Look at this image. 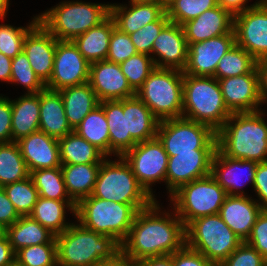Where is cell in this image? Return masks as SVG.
<instances>
[{
  "label": "cell",
  "mask_w": 267,
  "mask_h": 266,
  "mask_svg": "<svg viewBox=\"0 0 267 266\" xmlns=\"http://www.w3.org/2000/svg\"><path fill=\"white\" fill-rule=\"evenodd\" d=\"M10 82L21 83L28 89V93H39L46 85L35 74L24 52L12 58Z\"/></svg>",
  "instance_id": "ee69618b"
},
{
  "label": "cell",
  "mask_w": 267,
  "mask_h": 266,
  "mask_svg": "<svg viewBox=\"0 0 267 266\" xmlns=\"http://www.w3.org/2000/svg\"><path fill=\"white\" fill-rule=\"evenodd\" d=\"M17 144L29 173L62 165L58 139L43 131L33 132L17 141Z\"/></svg>",
  "instance_id": "44dd1931"
},
{
  "label": "cell",
  "mask_w": 267,
  "mask_h": 266,
  "mask_svg": "<svg viewBox=\"0 0 267 266\" xmlns=\"http://www.w3.org/2000/svg\"><path fill=\"white\" fill-rule=\"evenodd\" d=\"M157 137L168 156L194 152V149H217L215 131L207 125L183 117L159 121Z\"/></svg>",
  "instance_id": "8fae6325"
},
{
  "label": "cell",
  "mask_w": 267,
  "mask_h": 266,
  "mask_svg": "<svg viewBox=\"0 0 267 266\" xmlns=\"http://www.w3.org/2000/svg\"><path fill=\"white\" fill-rule=\"evenodd\" d=\"M137 53L130 36L115 26L110 37L106 60L120 64Z\"/></svg>",
  "instance_id": "7dc6e473"
},
{
  "label": "cell",
  "mask_w": 267,
  "mask_h": 266,
  "mask_svg": "<svg viewBox=\"0 0 267 266\" xmlns=\"http://www.w3.org/2000/svg\"><path fill=\"white\" fill-rule=\"evenodd\" d=\"M115 26L114 19L109 15L99 25L89 29L73 40L79 52L90 64L106 60L110 37Z\"/></svg>",
  "instance_id": "f1b7e54d"
},
{
  "label": "cell",
  "mask_w": 267,
  "mask_h": 266,
  "mask_svg": "<svg viewBox=\"0 0 267 266\" xmlns=\"http://www.w3.org/2000/svg\"><path fill=\"white\" fill-rule=\"evenodd\" d=\"M130 3H157V0H130Z\"/></svg>",
  "instance_id": "e7e4bbea"
},
{
  "label": "cell",
  "mask_w": 267,
  "mask_h": 266,
  "mask_svg": "<svg viewBox=\"0 0 267 266\" xmlns=\"http://www.w3.org/2000/svg\"><path fill=\"white\" fill-rule=\"evenodd\" d=\"M223 99L231 113L259 111L263 104L259 93L258 73H247L218 80Z\"/></svg>",
  "instance_id": "ac0fdd59"
},
{
  "label": "cell",
  "mask_w": 267,
  "mask_h": 266,
  "mask_svg": "<svg viewBox=\"0 0 267 266\" xmlns=\"http://www.w3.org/2000/svg\"><path fill=\"white\" fill-rule=\"evenodd\" d=\"M169 22L170 20L167 16V13H165L158 21L149 23L136 32L130 34V39L133 42L137 52L150 56V53H152L154 40Z\"/></svg>",
  "instance_id": "bcb514c9"
},
{
  "label": "cell",
  "mask_w": 267,
  "mask_h": 266,
  "mask_svg": "<svg viewBox=\"0 0 267 266\" xmlns=\"http://www.w3.org/2000/svg\"><path fill=\"white\" fill-rule=\"evenodd\" d=\"M100 166L101 163L61 165L67 192L76 204L92 195Z\"/></svg>",
  "instance_id": "4dcf8cb0"
},
{
  "label": "cell",
  "mask_w": 267,
  "mask_h": 266,
  "mask_svg": "<svg viewBox=\"0 0 267 266\" xmlns=\"http://www.w3.org/2000/svg\"><path fill=\"white\" fill-rule=\"evenodd\" d=\"M12 58L0 52V80L10 82Z\"/></svg>",
  "instance_id": "94428289"
},
{
  "label": "cell",
  "mask_w": 267,
  "mask_h": 266,
  "mask_svg": "<svg viewBox=\"0 0 267 266\" xmlns=\"http://www.w3.org/2000/svg\"><path fill=\"white\" fill-rule=\"evenodd\" d=\"M235 44V33L189 44L183 74L214 77L218 62Z\"/></svg>",
  "instance_id": "2e32d148"
},
{
  "label": "cell",
  "mask_w": 267,
  "mask_h": 266,
  "mask_svg": "<svg viewBox=\"0 0 267 266\" xmlns=\"http://www.w3.org/2000/svg\"><path fill=\"white\" fill-rule=\"evenodd\" d=\"M59 92L64 103L68 123L73 130L100 103L88 82L63 88Z\"/></svg>",
  "instance_id": "f546056e"
},
{
  "label": "cell",
  "mask_w": 267,
  "mask_h": 266,
  "mask_svg": "<svg viewBox=\"0 0 267 266\" xmlns=\"http://www.w3.org/2000/svg\"><path fill=\"white\" fill-rule=\"evenodd\" d=\"M110 4V15L116 27L130 35L143 26L158 21L166 11L157 3H131L130 8Z\"/></svg>",
  "instance_id": "4316f807"
},
{
  "label": "cell",
  "mask_w": 267,
  "mask_h": 266,
  "mask_svg": "<svg viewBox=\"0 0 267 266\" xmlns=\"http://www.w3.org/2000/svg\"><path fill=\"white\" fill-rule=\"evenodd\" d=\"M57 41L40 22L26 34L23 52L44 84L50 80L53 72Z\"/></svg>",
  "instance_id": "ffe728a7"
},
{
  "label": "cell",
  "mask_w": 267,
  "mask_h": 266,
  "mask_svg": "<svg viewBox=\"0 0 267 266\" xmlns=\"http://www.w3.org/2000/svg\"><path fill=\"white\" fill-rule=\"evenodd\" d=\"M137 266H174L173 254L143 259Z\"/></svg>",
  "instance_id": "91938a15"
},
{
  "label": "cell",
  "mask_w": 267,
  "mask_h": 266,
  "mask_svg": "<svg viewBox=\"0 0 267 266\" xmlns=\"http://www.w3.org/2000/svg\"><path fill=\"white\" fill-rule=\"evenodd\" d=\"M257 165L258 162L256 161L229 158L217 149L212 158L211 175L222 186L227 195L245 196L244 191H240L242 184L239 182L243 177V169H246L244 172L247 176V182L249 180L253 186Z\"/></svg>",
  "instance_id": "7402d4cb"
},
{
  "label": "cell",
  "mask_w": 267,
  "mask_h": 266,
  "mask_svg": "<svg viewBox=\"0 0 267 266\" xmlns=\"http://www.w3.org/2000/svg\"><path fill=\"white\" fill-rule=\"evenodd\" d=\"M152 54L157 68L184 71L188 60V44L182 26L169 22L153 42ZM161 59V60H160Z\"/></svg>",
  "instance_id": "d6986e66"
},
{
  "label": "cell",
  "mask_w": 267,
  "mask_h": 266,
  "mask_svg": "<svg viewBox=\"0 0 267 266\" xmlns=\"http://www.w3.org/2000/svg\"><path fill=\"white\" fill-rule=\"evenodd\" d=\"M15 261L21 266H57L56 238L46 244L21 248L15 253Z\"/></svg>",
  "instance_id": "60d3db41"
},
{
  "label": "cell",
  "mask_w": 267,
  "mask_h": 266,
  "mask_svg": "<svg viewBox=\"0 0 267 266\" xmlns=\"http://www.w3.org/2000/svg\"><path fill=\"white\" fill-rule=\"evenodd\" d=\"M137 211L130 204L107 201L92 195L76 204L75 216L85 228L115 239L120 245L129 234Z\"/></svg>",
  "instance_id": "52a82bcc"
},
{
  "label": "cell",
  "mask_w": 267,
  "mask_h": 266,
  "mask_svg": "<svg viewBox=\"0 0 267 266\" xmlns=\"http://www.w3.org/2000/svg\"><path fill=\"white\" fill-rule=\"evenodd\" d=\"M100 104L103 106L109 128L110 154L122 156L137 144L131 136H126V113L123 112V99L106 100Z\"/></svg>",
  "instance_id": "1f68e13d"
},
{
  "label": "cell",
  "mask_w": 267,
  "mask_h": 266,
  "mask_svg": "<svg viewBox=\"0 0 267 266\" xmlns=\"http://www.w3.org/2000/svg\"><path fill=\"white\" fill-rule=\"evenodd\" d=\"M183 79V71L155 67L136 95L159 121L181 118Z\"/></svg>",
  "instance_id": "ba28073f"
},
{
  "label": "cell",
  "mask_w": 267,
  "mask_h": 266,
  "mask_svg": "<svg viewBox=\"0 0 267 266\" xmlns=\"http://www.w3.org/2000/svg\"><path fill=\"white\" fill-rule=\"evenodd\" d=\"M90 63L79 52L73 41H57L53 72L46 88L59 91L89 81Z\"/></svg>",
  "instance_id": "5bb4252c"
},
{
  "label": "cell",
  "mask_w": 267,
  "mask_h": 266,
  "mask_svg": "<svg viewBox=\"0 0 267 266\" xmlns=\"http://www.w3.org/2000/svg\"><path fill=\"white\" fill-rule=\"evenodd\" d=\"M267 260L245 241L219 266H265Z\"/></svg>",
  "instance_id": "c3c4849f"
},
{
  "label": "cell",
  "mask_w": 267,
  "mask_h": 266,
  "mask_svg": "<svg viewBox=\"0 0 267 266\" xmlns=\"http://www.w3.org/2000/svg\"><path fill=\"white\" fill-rule=\"evenodd\" d=\"M216 6V0H175L166 13L170 22L182 26L187 21L197 18L206 10Z\"/></svg>",
  "instance_id": "7bdbcfd3"
},
{
  "label": "cell",
  "mask_w": 267,
  "mask_h": 266,
  "mask_svg": "<svg viewBox=\"0 0 267 266\" xmlns=\"http://www.w3.org/2000/svg\"><path fill=\"white\" fill-rule=\"evenodd\" d=\"M95 266H137V263L120 251L113 258L102 260Z\"/></svg>",
  "instance_id": "680465c9"
},
{
  "label": "cell",
  "mask_w": 267,
  "mask_h": 266,
  "mask_svg": "<svg viewBox=\"0 0 267 266\" xmlns=\"http://www.w3.org/2000/svg\"><path fill=\"white\" fill-rule=\"evenodd\" d=\"M92 196L103 200L130 204L137 212L149 207L154 201L140 185L131 167L122 156L119 161H102Z\"/></svg>",
  "instance_id": "5b68a950"
},
{
  "label": "cell",
  "mask_w": 267,
  "mask_h": 266,
  "mask_svg": "<svg viewBox=\"0 0 267 266\" xmlns=\"http://www.w3.org/2000/svg\"><path fill=\"white\" fill-rule=\"evenodd\" d=\"M8 5H9V0H0V18L1 19L4 16H6Z\"/></svg>",
  "instance_id": "6125c7cd"
},
{
  "label": "cell",
  "mask_w": 267,
  "mask_h": 266,
  "mask_svg": "<svg viewBox=\"0 0 267 266\" xmlns=\"http://www.w3.org/2000/svg\"><path fill=\"white\" fill-rule=\"evenodd\" d=\"M39 130L57 139L74 131L68 123L59 91L45 88L40 92Z\"/></svg>",
  "instance_id": "484cf974"
},
{
  "label": "cell",
  "mask_w": 267,
  "mask_h": 266,
  "mask_svg": "<svg viewBox=\"0 0 267 266\" xmlns=\"http://www.w3.org/2000/svg\"><path fill=\"white\" fill-rule=\"evenodd\" d=\"M30 177L40 197L73 201L67 192L61 167L34 170L30 172Z\"/></svg>",
  "instance_id": "74e56055"
},
{
  "label": "cell",
  "mask_w": 267,
  "mask_h": 266,
  "mask_svg": "<svg viewBox=\"0 0 267 266\" xmlns=\"http://www.w3.org/2000/svg\"><path fill=\"white\" fill-rule=\"evenodd\" d=\"M61 164L102 163L106 157L75 131L58 139Z\"/></svg>",
  "instance_id": "e575fe53"
},
{
  "label": "cell",
  "mask_w": 267,
  "mask_h": 266,
  "mask_svg": "<svg viewBox=\"0 0 267 266\" xmlns=\"http://www.w3.org/2000/svg\"><path fill=\"white\" fill-rule=\"evenodd\" d=\"M39 22L38 16L27 27H13L0 24V52L4 55L15 58L23 52L26 34Z\"/></svg>",
  "instance_id": "f6af8a7d"
},
{
  "label": "cell",
  "mask_w": 267,
  "mask_h": 266,
  "mask_svg": "<svg viewBox=\"0 0 267 266\" xmlns=\"http://www.w3.org/2000/svg\"><path fill=\"white\" fill-rule=\"evenodd\" d=\"M263 209L246 195H228L219 215L228 227L243 241L250 236L253 225Z\"/></svg>",
  "instance_id": "cb8c5ba5"
},
{
  "label": "cell",
  "mask_w": 267,
  "mask_h": 266,
  "mask_svg": "<svg viewBox=\"0 0 267 266\" xmlns=\"http://www.w3.org/2000/svg\"><path fill=\"white\" fill-rule=\"evenodd\" d=\"M15 262V252L9 243L7 235L0 238V266H9Z\"/></svg>",
  "instance_id": "9f6ffc18"
},
{
  "label": "cell",
  "mask_w": 267,
  "mask_h": 266,
  "mask_svg": "<svg viewBox=\"0 0 267 266\" xmlns=\"http://www.w3.org/2000/svg\"><path fill=\"white\" fill-rule=\"evenodd\" d=\"M253 188L261 201L259 206L267 209V162L258 163Z\"/></svg>",
  "instance_id": "f5cc1de1"
},
{
  "label": "cell",
  "mask_w": 267,
  "mask_h": 266,
  "mask_svg": "<svg viewBox=\"0 0 267 266\" xmlns=\"http://www.w3.org/2000/svg\"><path fill=\"white\" fill-rule=\"evenodd\" d=\"M155 200L149 207L139 210L129 234L121 244V251L132 261L171 255L186 244L185 226L178 215L163 213Z\"/></svg>",
  "instance_id": "6da1fadb"
},
{
  "label": "cell",
  "mask_w": 267,
  "mask_h": 266,
  "mask_svg": "<svg viewBox=\"0 0 267 266\" xmlns=\"http://www.w3.org/2000/svg\"><path fill=\"white\" fill-rule=\"evenodd\" d=\"M154 57L155 56L151 57L146 54L137 53L119 64L122 73L135 92L143 85V82L155 69Z\"/></svg>",
  "instance_id": "b9f144b4"
},
{
  "label": "cell",
  "mask_w": 267,
  "mask_h": 266,
  "mask_svg": "<svg viewBox=\"0 0 267 266\" xmlns=\"http://www.w3.org/2000/svg\"><path fill=\"white\" fill-rule=\"evenodd\" d=\"M9 266H21V265H19V264L15 261L12 265H9Z\"/></svg>",
  "instance_id": "003e7915"
},
{
  "label": "cell",
  "mask_w": 267,
  "mask_h": 266,
  "mask_svg": "<svg viewBox=\"0 0 267 266\" xmlns=\"http://www.w3.org/2000/svg\"><path fill=\"white\" fill-rule=\"evenodd\" d=\"M231 114L215 77L184 74L183 118L207 125L217 132Z\"/></svg>",
  "instance_id": "277c9868"
},
{
  "label": "cell",
  "mask_w": 267,
  "mask_h": 266,
  "mask_svg": "<svg viewBox=\"0 0 267 266\" xmlns=\"http://www.w3.org/2000/svg\"><path fill=\"white\" fill-rule=\"evenodd\" d=\"M234 16L219 5L182 25L187 44L234 33Z\"/></svg>",
  "instance_id": "603a6c76"
},
{
  "label": "cell",
  "mask_w": 267,
  "mask_h": 266,
  "mask_svg": "<svg viewBox=\"0 0 267 266\" xmlns=\"http://www.w3.org/2000/svg\"><path fill=\"white\" fill-rule=\"evenodd\" d=\"M217 5L222 7L223 9L229 11L233 16L239 14L249 8L256 6L260 1L256 2L251 6H246L245 3L248 0H216Z\"/></svg>",
  "instance_id": "6f0895ef"
},
{
  "label": "cell",
  "mask_w": 267,
  "mask_h": 266,
  "mask_svg": "<svg viewBox=\"0 0 267 266\" xmlns=\"http://www.w3.org/2000/svg\"><path fill=\"white\" fill-rule=\"evenodd\" d=\"M66 207L75 215L76 203L74 201H59L39 196L29 216L57 236L71 225L65 223Z\"/></svg>",
  "instance_id": "d6a6232c"
},
{
  "label": "cell",
  "mask_w": 267,
  "mask_h": 266,
  "mask_svg": "<svg viewBox=\"0 0 267 266\" xmlns=\"http://www.w3.org/2000/svg\"><path fill=\"white\" fill-rule=\"evenodd\" d=\"M20 216L16 212L12 202L7 197L3 187H0V223L5 227L14 224Z\"/></svg>",
  "instance_id": "db71d44e"
},
{
  "label": "cell",
  "mask_w": 267,
  "mask_h": 266,
  "mask_svg": "<svg viewBox=\"0 0 267 266\" xmlns=\"http://www.w3.org/2000/svg\"><path fill=\"white\" fill-rule=\"evenodd\" d=\"M7 233V227L0 223V238L5 237Z\"/></svg>",
  "instance_id": "03108f58"
},
{
  "label": "cell",
  "mask_w": 267,
  "mask_h": 266,
  "mask_svg": "<svg viewBox=\"0 0 267 266\" xmlns=\"http://www.w3.org/2000/svg\"><path fill=\"white\" fill-rule=\"evenodd\" d=\"M174 266H214L204 255L189 248L186 244L173 253Z\"/></svg>",
  "instance_id": "f907efd6"
},
{
  "label": "cell",
  "mask_w": 267,
  "mask_h": 266,
  "mask_svg": "<svg viewBox=\"0 0 267 266\" xmlns=\"http://www.w3.org/2000/svg\"><path fill=\"white\" fill-rule=\"evenodd\" d=\"M30 176L17 142L0 143V187Z\"/></svg>",
  "instance_id": "8d00e7d4"
},
{
  "label": "cell",
  "mask_w": 267,
  "mask_h": 266,
  "mask_svg": "<svg viewBox=\"0 0 267 266\" xmlns=\"http://www.w3.org/2000/svg\"><path fill=\"white\" fill-rule=\"evenodd\" d=\"M263 111L232 113L216 132L217 149L232 159L267 162V124Z\"/></svg>",
  "instance_id": "7a4b0ae2"
},
{
  "label": "cell",
  "mask_w": 267,
  "mask_h": 266,
  "mask_svg": "<svg viewBox=\"0 0 267 266\" xmlns=\"http://www.w3.org/2000/svg\"><path fill=\"white\" fill-rule=\"evenodd\" d=\"M236 44L257 61L267 58V0L234 16Z\"/></svg>",
  "instance_id": "4fadbf2b"
},
{
  "label": "cell",
  "mask_w": 267,
  "mask_h": 266,
  "mask_svg": "<svg viewBox=\"0 0 267 266\" xmlns=\"http://www.w3.org/2000/svg\"><path fill=\"white\" fill-rule=\"evenodd\" d=\"M11 100L0 96V143L12 142Z\"/></svg>",
  "instance_id": "816d5d0a"
},
{
  "label": "cell",
  "mask_w": 267,
  "mask_h": 266,
  "mask_svg": "<svg viewBox=\"0 0 267 266\" xmlns=\"http://www.w3.org/2000/svg\"><path fill=\"white\" fill-rule=\"evenodd\" d=\"M12 142L39 130L40 92L26 93L18 100L11 101Z\"/></svg>",
  "instance_id": "83f0119b"
},
{
  "label": "cell",
  "mask_w": 267,
  "mask_h": 266,
  "mask_svg": "<svg viewBox=\"0 0 267 266\" xmlns=\"http://www.w3.org/2000/svg\"><path fill=\"white\" fill-rule=\"evenodd\" d=\"M3 189L19 216L31 214L39 193L30 176L22 181L7 184Z\"/></svg>",
  "instance_id": "ab89813d"
},
{
  "label": "cell",
  "mask_w": 267,
  "mask_h": 266,
  "mask_svg": "<svg viewBox=\"0 0 267 266\" xmlns=\"http://www.w3.org/2000/svg\"><path fill=\"white\" fill-rule=\"evenodd\" d=\"M186 245L219 266L242 243L219 214L194 219L185 227Z\"/></svg>",
  "instance_id": "9c48e42d"
},
{
  "label": "cell",
  "mask_w": 267,
  "mask_h": 266,
  "mask_svg": "<svg viewBox=\"0 0 267 266\" xmlns=\"http://www.w3.org/2000/svg\"><path fill=\"white\" fill-rule=\"evenodd\" d=\"M256 63L257 60L252 55L235 44L218 62L214 77L219 80L247 73H258Z\"/></svg>",
  "instance_id": "f35d334b"
},
{
  "label": "cell",
  "mask_w": 267,
  "mask_h": 266,
  "mask_svg": "<svg viewBox=\"0 0 267 266\" xmlns=\"http://www.w3.org/2000/svg\"><path fill=\"white\" fill-rule=\"evenodd\" d=\"M226 191L211 174L180 186L170 197L186 227L194 219L219 214Z\"/></svg>",
  "instance_id": "30bf717a"
},
{
  "label": "cell",
  "mask_w": 267,
  "mask_h": 266,
  "mask_svg": "<svg viewBox=\"0 0 267 266\" xmlns=\"http://www.w3.org/2000/svg\"><path fill=\"white\" fill-rule=\"evenodd\" d=\"M217 149H194V152L168 156L166 185L171 195L180 186L211 174V163Z\"/></svg>",
  "instance_id": "9a60e30c"
},
{
  "label": "cell",
  "mask_w": 267,
  "mask_h": 266,
  "mask_svg": "<svg viewBox=\"0 0 267 266\" xmlns=\"http://www.w3.org/2000/svg\"><path fill=\"white\" fill-rule=\"evenodd\" d=\"M256 69L259 76V93L264 103L267 100V58L258 60Z\"/></svg>",
  "instance_id": "11a10c76"
},
{
  "label": "cell",
  "mask_w": 267,
  "mask_h": 266,
  "mask_svg": "<svg viewBox=\"0 0 267 266\" xmlns=\"http://www.w3.org/2000/svg\"><path fill=\"white\" fill-rule=\"evenodd\" d=\"M245 242L267 260V209H263L258 215L251 234Z\"/></svg>",
  "instance_id": "681fc988"
},
{
  "label": "cell",
  "mask_w": 267,
  "mask_h": 266,
  "mask_svg": "<svg viewBox=\"0 0 267 266\" xmlns=\"http://www.w3.org/2000/svg\"><path fill=\"white\" fill-rule=\"evenodd\" d=\"M88 83L99 102L122 100L136 95L122 73L120 65L111 61L102 60L91 63Z\"/></svg>",
  "instance_id": "e0dca14e"
},
{
  "label": "cell",
  "mask_w": 267,
  "mask_h": 266,
  "mask_svg": "<svg viewBox=\"0 0 267 266\" xmlns=\"http://www.w3.org/2000/svg\"><path fill=\"white\" fill-rule=\"evenodd\" d=\"M55 238L57 266H95L121 251V245L115 239L96 233L81 224L71 223Z\"/></svg>",
  "instance_id": "3957f363"
},
{
  "label": "cell",
  "mask_w": 267,
  "mask_h": 266,
  "mask_svg": "<svg viewBox=\"0 0 267 266\" xmlns=\"http://www.w3.org/2000/svg\"><path fill=\"white\" fill-rule=\"evenodd\" d=\"M13 251L23 247L49 243L55 235L30 216H20L6 233Z\"/></svg>",
  "instance_id": "836d02e7"
},
{
  "label": "cell",
  "mask_w": 267,
  "mask_h": 266,
  "mask_svg": "<svg viewBox=\"0 0 267 266\" xmlns=\"http://www.w3.org/2000/svg\"><path fill=\"white\" fill-rule=\"evenodd\" d=\"M74 131L98 148L106 157L110 156V138L103 106L99 103L74 129Z\"/></svg>",
  "instance_id": "d590c367"
},
{
  "label": "cell",
  "mask_w": 267,
  "mask_h": 266,
  "mask_svg": "<svg viewBox=\"0 0 267 266\" xmlns=\"http://www.w3.org/2000/svg\"><path fill=\"white\" fill-rule=\"evenodd\" d=\"M174 2L175 0H157V4H159L165 11H167Z\"/></svg>",
  "instance_id": "be15d7a7"
},
{
  "label": "cell",
  "mask_w": 267,
  "mask_h": 266,
  "mask_svg": "<svg viewBox=\"0 0 267 266\" xmlns=\"http://www.w3.org/2000/svg\"><path fill=\"white\" fill-rule=\"evenodd\" d=\"M109 15L110 4L66 1L39 15L38 20L57 40L73 41Z\"/></svg>",
  "instance_id": "8992f818"
},
{
  "label": "cell",
  "mask_w": 267,
  "mask_h": 266,
  "mask_svg": "<svg viewBox=\"0 0 267 266\" xmlns=\"http://www.w3.org/2000/svg\"><path fill=\"white\" fill-rule=\"evenodd\" d=\"M123 112L126 113V136L136 143L157 137L159 120L137 95L123 99Z\"/></svg>",
  "instance_id": "d4e9b609"
},
{
  "label": "cell",
  "mask_w": 267,
  "mask_h": 266,
  "mask_svg": "<svg viewBox=\"0 0 267 266\" xmlns=\"http://www.w3.org/2000/svg\"><path fill=\"white\" fill-rule=\"evenodd\" d=\"M122 157L131 167L132 173L146 192L154 198L150 185L165 180L168 154L158 137L137 143Z\"/></svg>",
  "instance_id": "7c38bea8"
}]
</instances>
